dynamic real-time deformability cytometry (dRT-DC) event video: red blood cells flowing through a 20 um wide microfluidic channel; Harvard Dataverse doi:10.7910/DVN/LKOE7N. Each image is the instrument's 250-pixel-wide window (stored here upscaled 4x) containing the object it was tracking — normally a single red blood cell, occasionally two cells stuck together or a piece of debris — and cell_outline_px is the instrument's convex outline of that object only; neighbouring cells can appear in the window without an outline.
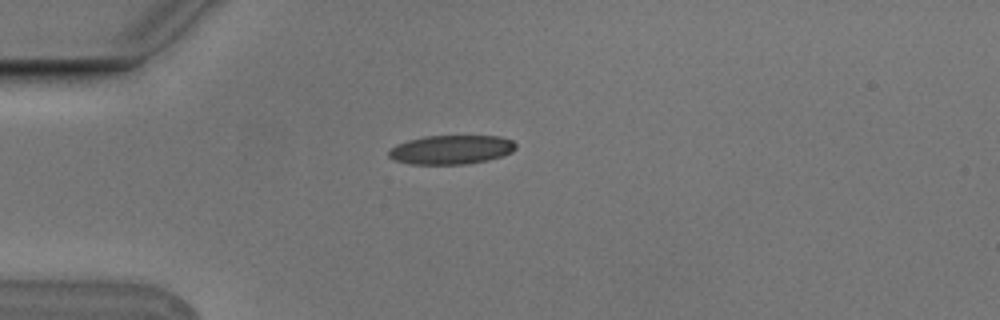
{"species": "Egyptian fruit bat (a non-hibernating species)", "species_latin": "Rousettus aegyptiacus", "temperature_condition": "cold", "stored_images_in_passage": 2, "camera_frame_rate_fps": 3000, "um_per_image_px": 0.085, "animal": {"sex": "male"}, "frame": {"image": 1, "passage_image": 1, "time_ms": 0.0, "image_size_px": [1000, 320], "cell_outline_px": [[516, 148], [512, 152], [488, 160], [464, 164], [408, 164], [396, 160], [388, 156], [388, 152], [396, 144], [408, 140], [424, 136], [500, 136], [512, 140], [516, 144]], "centroid_in_image_um": [38.35, 12.72], "position_along_channel_um": 46.6, "area_um2": 21.44}}